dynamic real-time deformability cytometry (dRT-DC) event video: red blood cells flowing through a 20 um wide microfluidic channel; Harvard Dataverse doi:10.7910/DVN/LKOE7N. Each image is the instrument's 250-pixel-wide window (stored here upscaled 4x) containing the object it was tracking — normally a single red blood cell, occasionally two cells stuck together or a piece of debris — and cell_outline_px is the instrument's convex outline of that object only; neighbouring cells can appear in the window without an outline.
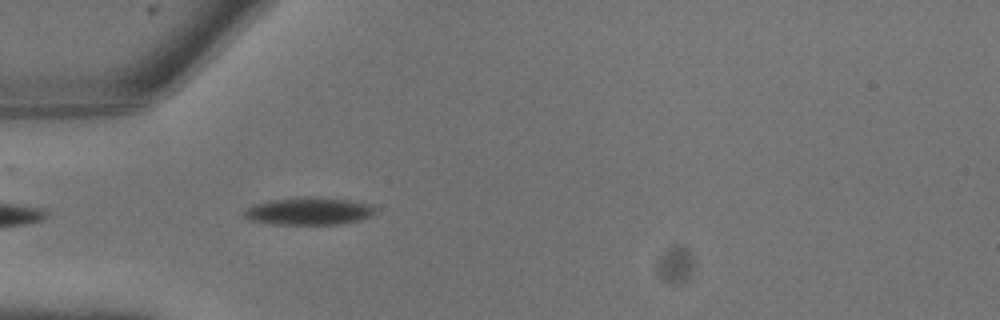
{"species": "common noctule bat (a hibernating species)", "species_latin": "Nyctalus noctula", "temperature_condition": "warm", "stored_images_in_passage": 5, "camera_frame_rate_fps": 3000, "um_per_image_px": 0.085, "animal": {"sex": "male", "body_mass_g": 13.3}, "frame": {"image": 1, "passage_image": 5, "time_ms": 1.333, "image_size_px": [1000, 320], "cell_outline_px": [[376, 212], [360, 220], [336, 224], [276, 224], [252, 220], [244, 216], [244, 212], [248, 208], [256, 204], [268, 200], [308, 196], [316, 196], [348, 200], [372, 204], [376, 208]], "centroid_in_image_um": [26.29, 17.93], "position_along_channel_um": 58.7, "area_um2": 20.87}}